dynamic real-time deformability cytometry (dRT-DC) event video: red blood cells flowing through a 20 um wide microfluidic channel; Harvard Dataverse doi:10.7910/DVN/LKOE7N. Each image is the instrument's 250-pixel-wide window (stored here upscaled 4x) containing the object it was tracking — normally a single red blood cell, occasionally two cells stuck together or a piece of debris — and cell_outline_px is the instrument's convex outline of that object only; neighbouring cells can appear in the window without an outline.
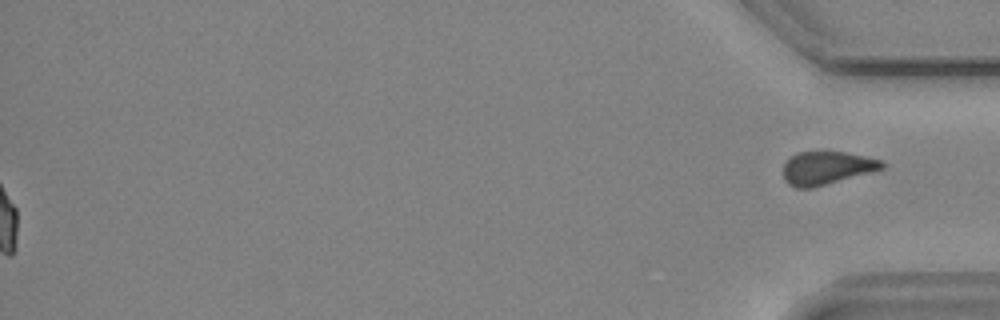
{"species": "common noctule bat (a hibernating species)", "species_latin": "Nyctalus noctula", "temperature_condition": "cold", "stored_images_in_passage": 54, "segment_of_instrument_passage": [2, 2], "camera_frame_rate_fps": 3000, "um_per_image_px": 0.085, "animal": {"sex": "male", "body_mass_g": 19.2, "forearm_length_mm": 51.8}, "frame": {"image": 1, "passage_image": 54, "time_ms": 17.667, "image_size_px": [1000, 320], "cell_outline_px": [[884, 168], [812, 188], [796, 188], [788, 184], [784, 180], [784, 164], [788, 156], [796, 152], [844, 152], [884, 160]], "centroid_in_image_um": [70.23, 14.27], "position_along_channel_um": 365.0, "area_um2": 19.02}}